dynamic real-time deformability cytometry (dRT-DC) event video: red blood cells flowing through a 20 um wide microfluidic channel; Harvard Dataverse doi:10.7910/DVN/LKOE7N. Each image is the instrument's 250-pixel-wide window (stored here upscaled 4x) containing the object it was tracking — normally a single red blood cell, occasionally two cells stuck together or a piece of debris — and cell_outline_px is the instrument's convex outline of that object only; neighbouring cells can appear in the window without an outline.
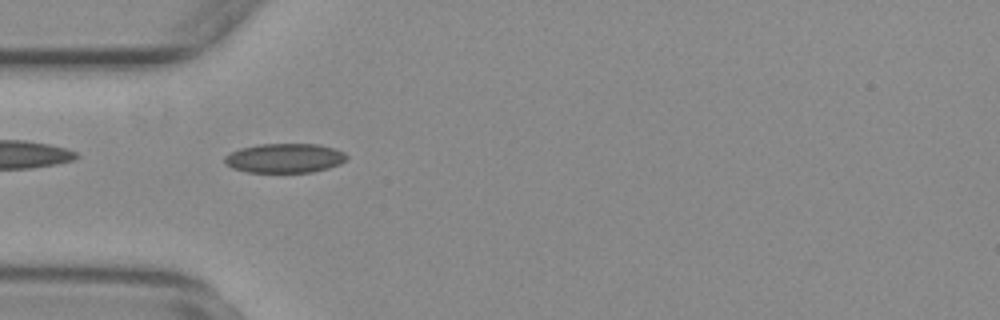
{"species": "common noctule bat (a hibernating species)", "species_latin": "Nyctalus noctula", "temperature_condition": "warm", "stored_images_in_passage": 40, "camera_frame_rate_fps": 3000, "um_per_image_px": 0.085, "animal": {"sex": "female", "body_mass_g": 29.2, "forearm_length_mm": 56.3}, "frame": {"image": 1, "passage_image": 2, "time_ms": 0.333, "image_size_px": [1000, 320], "cell_outline_px": [[348, 156], [340, 164], [328, 168], [312, 172], [248, 172], [232, 168], [224, 164], [224, 156], [240, 148], [260, 144], [320, 144], [344, 152]], "centroid_in_image_um": [24.18, 13.44], "position_along_channel_um": 60.8, "area_um2": 20.87}}
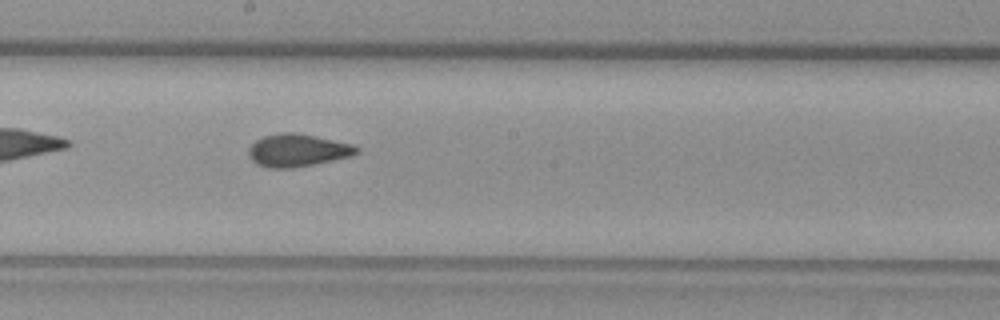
{"frame": {"image": 2, "passage_image": 15, "time_ms": 4.667, "image_size_px": [1000, 320], "cell_outline_px": [[360, 152], [352, 156], [292, 168], [268, 168], [256, 164], [252, 160], [248, 152], [248, 148], [256, 140], [264, 136], [280, 132], [296, 132], [352, 144], [360, 148]], "centroid_in_image_um": [25.29, 12.77], "position_along_channel_um": 222.9, "area_um2": 20.52}}
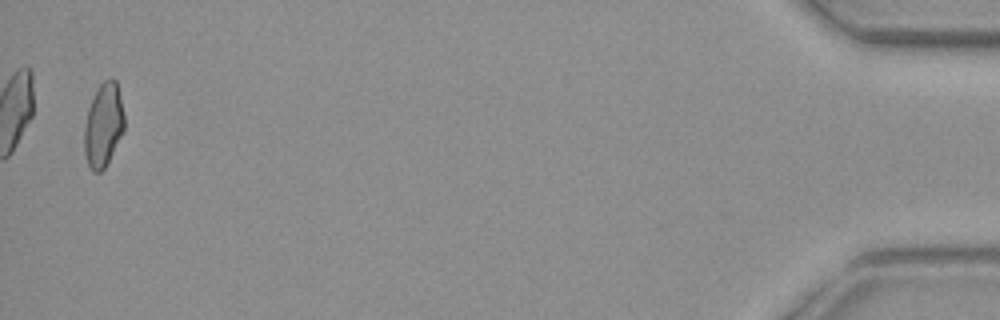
{"frame": {"image": 3, "passage_image": 39, "time_ms": 12.667, "image_size_px": [1000, 320], "cell_outline_px": [[124, 128], [104, 168], [100, 172], [92, 172], [88, 164], [84, 152], [84, 128], [88, 108], [92, 96], [100, 84], [108, 76], [112, 76], [116, 80], [124, 112]], "centroid_in_image_um": [8.77, 10.57], "position_along_channel_um": 426.4, "area_um2": 19.48}, "authors_computed_cell_mechanics": {"area_um2": 19.7965, "velocity_mm_per_s": 3.7679, "shape_relaxation_time_tau1_ms": null, "shape_relaxation_time_tau2_ms": 1.4916, "deformation_change_tau1": null, "deformation_change_tau2": 0.0831}}